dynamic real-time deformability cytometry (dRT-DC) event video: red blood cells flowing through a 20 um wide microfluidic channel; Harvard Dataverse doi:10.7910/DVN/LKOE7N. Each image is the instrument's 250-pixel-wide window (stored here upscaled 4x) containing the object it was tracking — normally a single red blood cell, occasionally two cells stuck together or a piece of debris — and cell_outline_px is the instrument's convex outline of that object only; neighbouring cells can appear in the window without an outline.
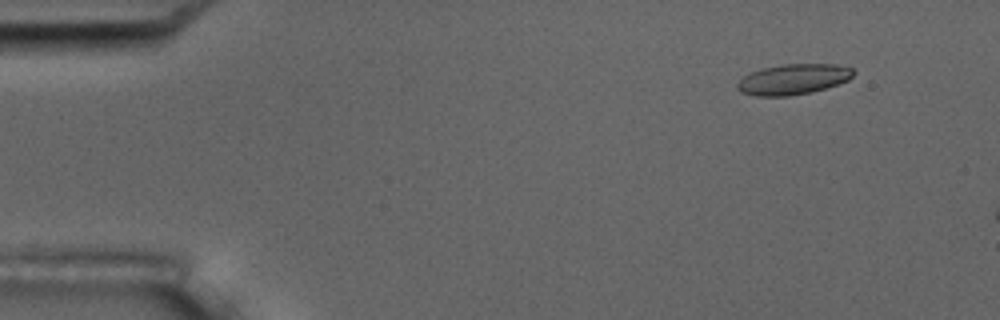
{"species": "common noctule bat (a hibernating species)", "species_latin": "Nyctalus noctula", "temperature_condition": "room temperature", "stored_images_in_passage": 4, "camera_frame_rate_fps": 3000, "um_per_image_px": 0.085, "animal": {"sex": "male", "body_mass_g": 17.5, "forearm_length_mm": 52.3}, "frame": {"image": 1, "passage_image": 2, "time_ms": 1.0, "image_size_px": [1000, 320], "cell_outline_px": [[852, 76], [848, 80], [812, 92], [788, 96], [756, 96], [740, 92], [736, 88], [736, 84], [744, 76], [760, 68], [784, 64], [836, 64], [852, 68]], "centroid_in_image_um": [67.38, 6.74], "position_along_channel_um": 17.6, "area_um2": 20.52}}